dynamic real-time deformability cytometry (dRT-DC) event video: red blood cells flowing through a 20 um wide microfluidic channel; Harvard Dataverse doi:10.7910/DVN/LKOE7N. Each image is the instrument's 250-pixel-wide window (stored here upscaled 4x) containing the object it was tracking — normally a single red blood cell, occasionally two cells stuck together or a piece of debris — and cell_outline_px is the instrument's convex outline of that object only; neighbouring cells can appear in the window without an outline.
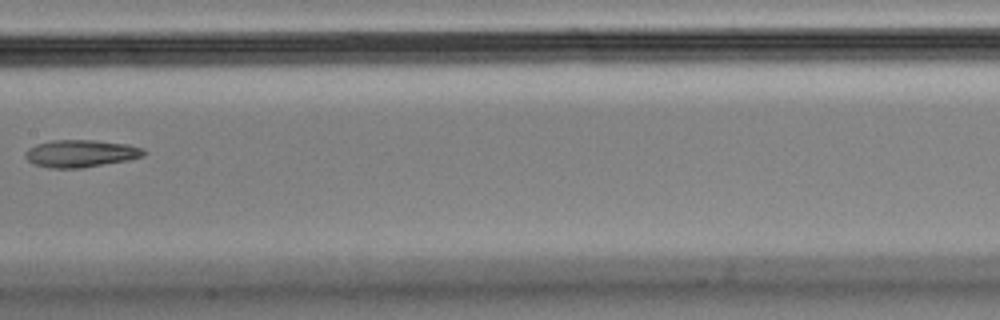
{"species": "Egyptian fruit bat (a non-hibernating species)", "species_latin": "Rousettus aegyptiacus", "temperature_condition": "cold", "stored_images_in_passage": 8, "camera_frame_rate_fps": 3000, "um_per_image_px": 0.085, "animal": {"sex": "male"}, "frame": {"image": 1, "passage_image": 8, "time_ms": 2.333, "image_size_px": [1000, 320], "cell_outline_px": [[148, 152], [144, 156], [128, 160], [84, 168], [48, 168], [32, 164], [24, 156], [24, 152], [28, 148], [36, 144], [52, 140], [96, 140], [128, 144], [144, 148]], "centroid_in_image_um": [6.87, 13.05], "position_along_channel_um": 200.5, "area_um2": 19.25}}